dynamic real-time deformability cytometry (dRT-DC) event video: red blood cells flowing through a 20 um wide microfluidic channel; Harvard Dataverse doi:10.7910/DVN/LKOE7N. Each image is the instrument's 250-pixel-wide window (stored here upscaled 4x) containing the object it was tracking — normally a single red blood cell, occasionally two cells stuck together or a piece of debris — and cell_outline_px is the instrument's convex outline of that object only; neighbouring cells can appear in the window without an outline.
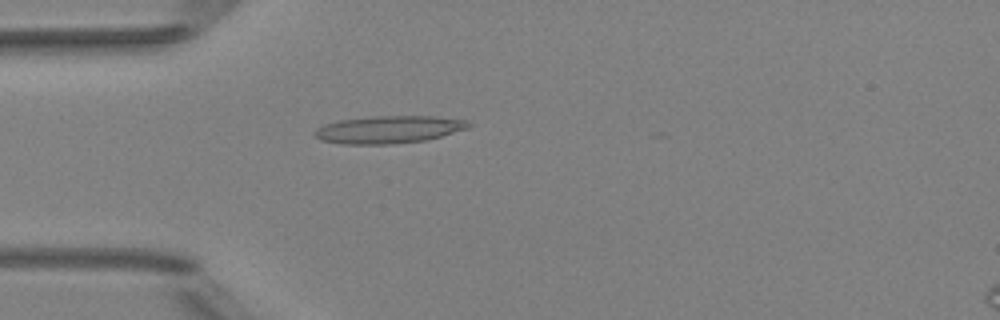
{"species": "Egyptian fruit bat (a non-hibernating species)", "species_latin": "Rousettus aegyptiacus", "temperature_condition": "room temperature", "stored_images_in_passage": 5, "segment_of_instrument_passage": [1, 2], "camera_frame_rate_fps": 3000, "um_per_image_px": 0.085, "animal": {"sex": "female"}, "frame": {"image": 1, "passage_image": 4, "time_ms": 3.333, "image_size_px": [1000, 320], "cell_outline_px": [[472, 124], [468, 128], [440, 136], [424, 140], [392, 144], [344, 144], [320, 140], [312, 132], [316, 128], [324, 124], [340, 120], [372, 116], [436, 116], [468, 120]], "centroid_in_image_um": [33.03, 11.0], "position_along_channel_um": 52.0, "area_um2": 24.68}}